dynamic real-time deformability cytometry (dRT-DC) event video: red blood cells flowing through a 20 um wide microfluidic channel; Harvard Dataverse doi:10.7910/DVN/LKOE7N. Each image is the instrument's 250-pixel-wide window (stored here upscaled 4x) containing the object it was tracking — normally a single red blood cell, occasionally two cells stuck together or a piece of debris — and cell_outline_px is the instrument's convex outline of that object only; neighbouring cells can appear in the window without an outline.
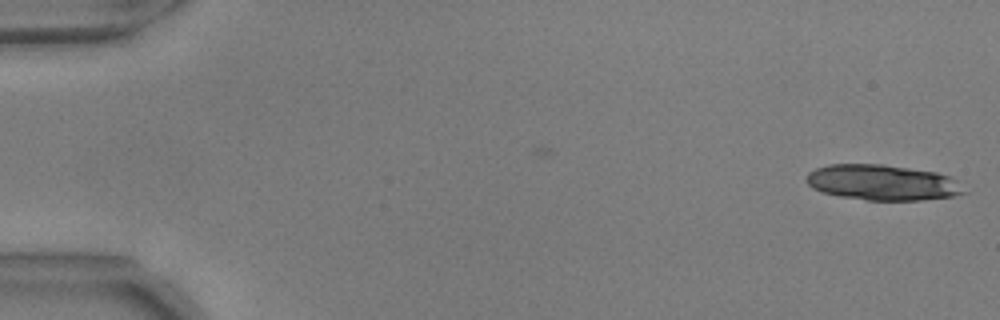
{"species": "common noctule bat (a hibernating species)", "species_latin": "Nyctalus noctula", "temperature_condition": "warm", "stored_images_in_passage": 4, "camera_frame_rate_fps": 3000, "um_per_image_px": 0.085, "animal": {"sex": "male", "body_mass_g": 17.9, "forearm_length_mm": 54.2}, "frame": {"image": 1, "passage_image": 4, "time_ms": 1.0, "image_size_px": [1000, 320], "cell_outline_px": [[968, 192], [952, 196], [920, 200], [868, 200], [840, 196], [824, 192], [812, 188], [804, 180], [808, 172], [816, 168], [828, 164], [880, 164], [936, 172], [952, 176]], "centroid_in_image_um": [75.0, 15.51], "position_along_channel_um": 10.0, "area_um2": 32.66}}